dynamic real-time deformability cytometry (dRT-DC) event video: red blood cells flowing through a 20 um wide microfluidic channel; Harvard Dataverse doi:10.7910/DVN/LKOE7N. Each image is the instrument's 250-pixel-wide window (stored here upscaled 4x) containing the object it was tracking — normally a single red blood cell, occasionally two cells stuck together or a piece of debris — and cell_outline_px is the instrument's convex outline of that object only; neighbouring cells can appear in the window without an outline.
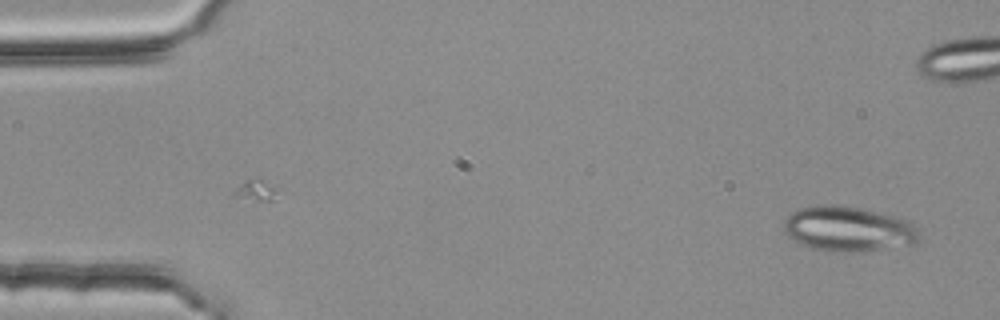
{"species": "common noctule bat (a hibernating species)", "species_latin": "Nyctalus noctula", "temperature_condition": "room temperature", "stored_images_in_passage": 3, "camera_frame_rate_fps": 3000, "um_per_image_px": 0.085, "animal": {"sex": "female", "body_mass_g": 25.1}, "frame": {"image": 1, "passage_image": 3, "time_ms": 0.667, "image_size_px": [1000, 320], "cell_outline_px": [[920, 240], [916, 244], [884, 248], [848, 252], [824, 252], [800, 244], [788, 236], [784, 232], [784, 220], [792, 212], [800, 208], [820, 204], [832, 204], [860, 208], [896, 216], [912, 220]], "centroid_in_image_um": [72.1, 19.46], "position_along_channel_um": 12.9, "area_um2": 35.78}}